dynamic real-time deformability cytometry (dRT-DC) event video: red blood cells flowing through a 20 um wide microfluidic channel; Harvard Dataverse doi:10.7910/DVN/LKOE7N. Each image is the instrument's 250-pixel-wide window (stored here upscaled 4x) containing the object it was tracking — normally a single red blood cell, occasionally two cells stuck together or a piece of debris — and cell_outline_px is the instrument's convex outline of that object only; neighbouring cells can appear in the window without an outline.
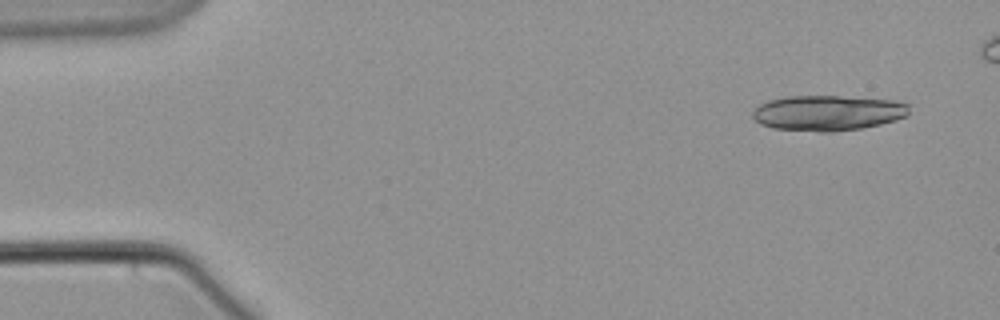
{"species": "common noctule bat (a hibernating species)", "species_latin": "Nyctalus noctula", "temperature_condition": "warm", "stored_images_in_passage": 6, "camera_frame_rate_fps": 3000, "um_per_image_px": 0.085, "animal": {"sex": "male", "body_mass_g": 21.5, "forearm_length_mm": 52.0}, "frame": {"image": 1, "passage_image": 1, "time_ms": 0.0, "image_size_px": [1000, 320], "cell_outline_px": [[908, 116], [896, 120], [880, 124], [860, 128], [832, 132], [820, 132], [772, 128], [760, 124], [752, 116], [752, 112], [760, 104], [768, 100], [788, 96], [836, 96], [896, 100], [908, 104]], "centroid_in_image_um": [70.36, 9.6], "position_along_channel_um": 14.6, "area_um2": 32.31}}